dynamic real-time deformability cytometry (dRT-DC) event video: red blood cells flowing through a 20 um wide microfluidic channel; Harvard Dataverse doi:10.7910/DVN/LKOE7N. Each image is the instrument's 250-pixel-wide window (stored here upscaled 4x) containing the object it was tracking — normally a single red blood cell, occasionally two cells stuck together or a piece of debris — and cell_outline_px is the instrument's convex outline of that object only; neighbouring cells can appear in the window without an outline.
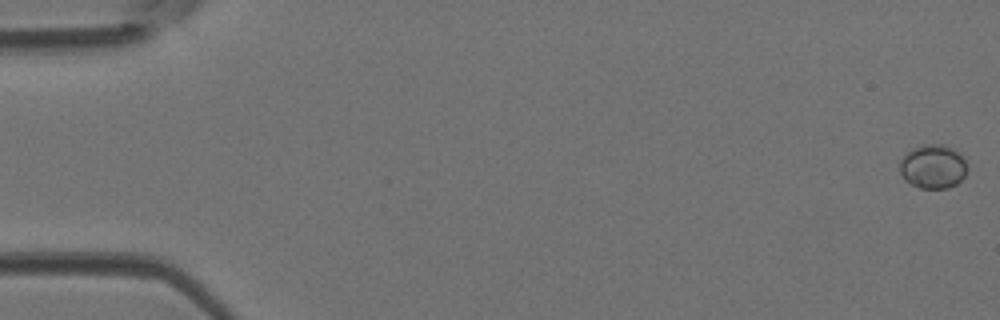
{"species": "Egyptian fruit bat (a non-hibernating species)", "species_latin": "Rousettus aegyptiacus", "temperature_condition": "room temperature", "stored_images_in_passage": 46, "camera_frame_rate_fps": 3000, "um_per_image_px": 0.085, "animal": {"sex": "female"}, "frame": {"image": 1, "passage_image": 1, "time_ms": 0.0, "image_size_px": [1000, 320], "cell_outline_px": [[968, 168], [964, 176], [956, 184], [948, 188], [920, 188], [912, 184], [900, 172], [900, 160], [912, 148], [920, 144], [944, 144], [956, 148], [964, 156]], "centroid_in_image_um": [79.36, 14.12], "position_along_channel_um": 5.6, "area_um2": 17.46}}
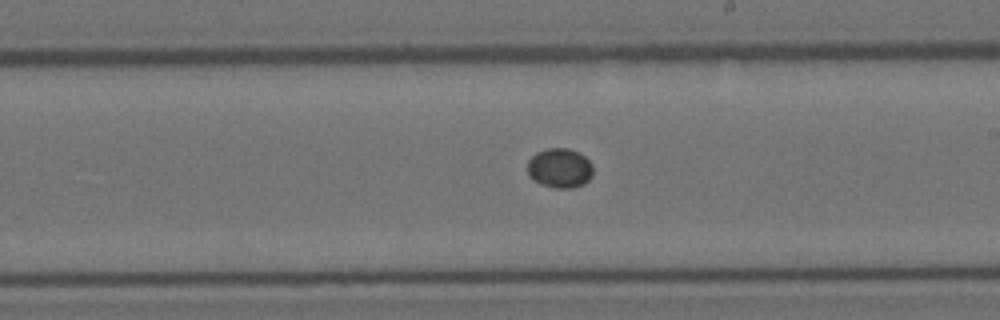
{"frame": {"image": 2, "passage_image": 27, "time_ms": 8.667, "image_size_px": [1000, 320], "cell_outline_px": [[592, 176], [584, 184], [572, 188], [552, 188], [540, 184], [532, 180], [528, 176], [528, 160], [536, 152], [548, 148], [568, 148], [580, 152], [592, 164]], "centroid_in_image_um": [47.56, 14.29], "position_along_channel_um": 241.4, "area_um2": 15.37}}
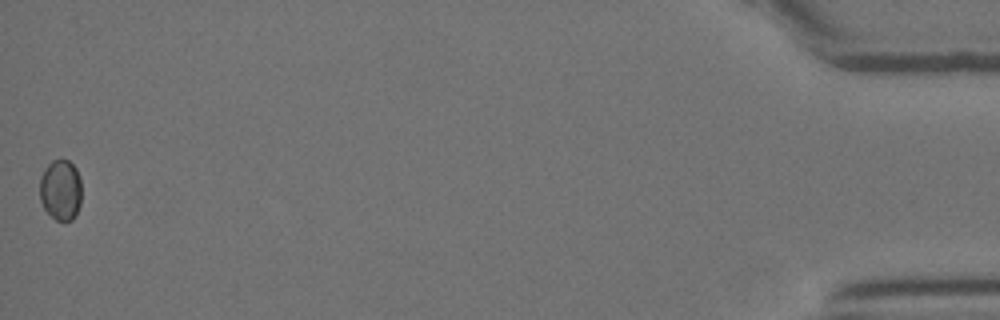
{"frame": {"image": 3, "passage_image": 46, "time_ms": 15.0, "image_size_px": [1000, 320], "cell_outline_px": [[80, 204], [76, 216], [72, 220], [56, 220], [44, 208], [40, 200], [40, 176], [44, 168], [52, 160], [68, 160], [76, 168], [80, 180]], "centroid_in_image_um": [5.14, 16.14], "position_along_channel_um": 430.1, "area_um2": 14.8}}